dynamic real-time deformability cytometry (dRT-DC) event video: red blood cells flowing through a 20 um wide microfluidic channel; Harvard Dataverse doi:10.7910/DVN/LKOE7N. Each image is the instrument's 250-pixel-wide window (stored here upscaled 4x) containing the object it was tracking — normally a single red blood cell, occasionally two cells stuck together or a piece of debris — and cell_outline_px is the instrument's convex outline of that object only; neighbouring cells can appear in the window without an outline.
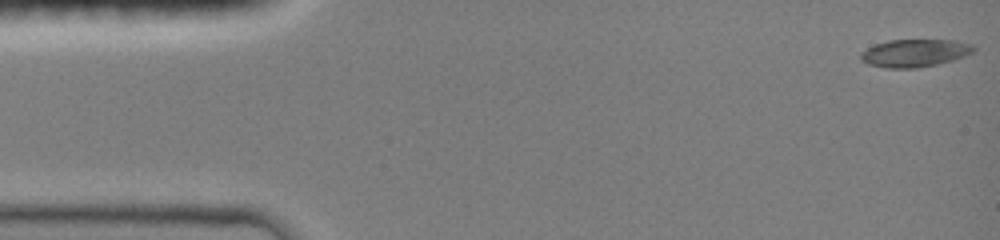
{"species": "common noctule bat (a hibernating species)", "species_latin": "Nyctalus noctula", "temperature_condition": "room temperature", "stored_images_in_passage": 14, "camera_frame_rate_fps": 3000, "um_per_image_px": 0.085, "animal": {"sex": "female", "body_mass_g": 19.0, "forearm_length_mm": 51.5}, "frame": {"image": 1, "passage_image": 1, "time_ms": 0.0, "image_size_px": [1000, 240], "cell_outline_px": [[976, 48], [972, 52], [964, 56], [952, 60], [936, 64], [916, 68], [884, 68], [868, 64], [860, 60], [860, 52], [876, 44], [888, 40], [952, 40], [972, 44]], "centroid_in_image_um": [77.72, 4.51], "position_along_channel_um": 7.3, "area_um2": 18.15}}
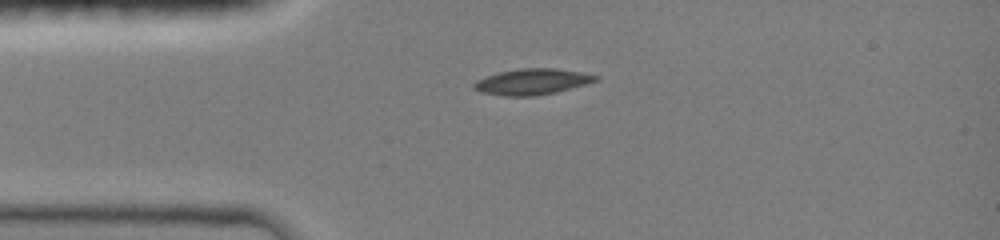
{"frame": {"image": 2, "passage_image": 10, "time_ms": 3.0, "image_size_px": [1000, 240], "cell_outline_px": [[600, 76], [596, 80], [584, 84], [556, 92], [532, 96], [504, 96], [480, 92], [472, 88], [472, 84], [476, 80], [500, 72], [520, 68], [552, 68], [580, 72]], "centroid_in_image_um": [45.17, 6.95], "position_along_channel_um": 39.8, "area_um2": 18.15}}
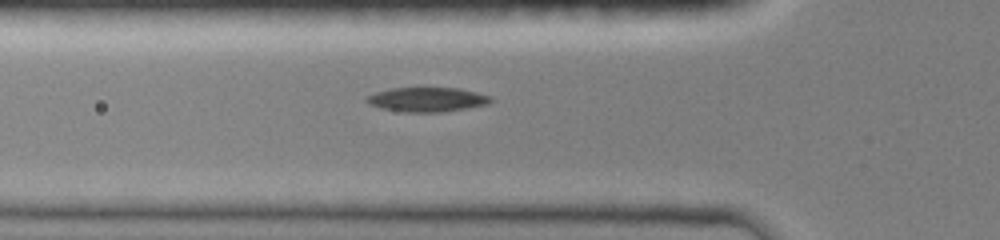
{"frame": {"image": 3, "passage_image": 14, "time_ms": 4.333, "image_size_px": [1000, 240], "cell_outline_px": [[492, 100], [488, 104], [440, 112], [404, 112], [380, 108], [364, 100], [368, 96], [376, 92], [392, 88], [456, 88], [476, 92], [492, 96]], "centroid_in_image_um": [36.31, 8.46], "position_along_channel_um": 89.5, "area_um2": 17.4}}